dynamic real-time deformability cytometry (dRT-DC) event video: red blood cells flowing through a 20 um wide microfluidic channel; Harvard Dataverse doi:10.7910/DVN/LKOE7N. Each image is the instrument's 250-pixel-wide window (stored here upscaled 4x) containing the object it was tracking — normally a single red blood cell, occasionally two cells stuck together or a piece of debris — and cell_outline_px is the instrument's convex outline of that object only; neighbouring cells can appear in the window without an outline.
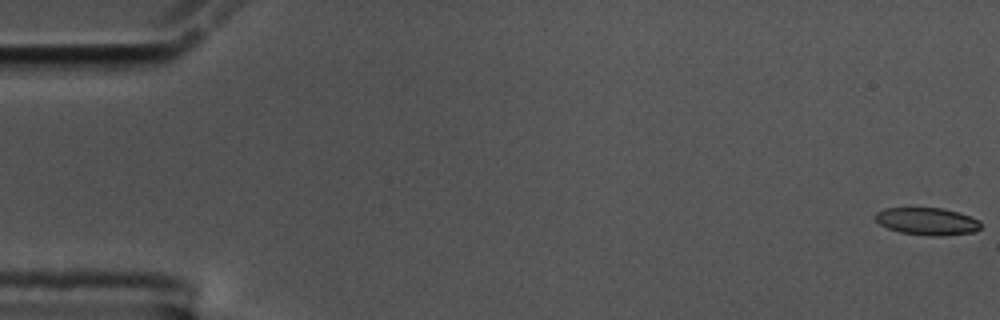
{"species": "common noctule bat (a hibernating species)", "species_latin": "Nyctalus noctula", "temperature_condition": "cold", "stored_images_in_passage": 14, "camera_frame_rate_fps": 3000, "um_per_image_px": 0.085, "animal": {"sex": "male", "body_mass_g": 17.5, "forearm_length_mm": 52.3}, "frame": {"image": 1, "passage_image": 1, "time_ms": 0.0, "image_size_px": [1000, 320], "cell_outline_px": [[980, 228], [976, 232], [940, 236], [928, 236], [900, 232], [888, 228], [880, 224], [876, 220], [876, 212], [884, 208], [940, 208], [956, 212], [980, 220]], "centroid_in_image_um": [78.81, 18.82], "position_along_channel_um": 6.2, "area_um2": 16.7}}